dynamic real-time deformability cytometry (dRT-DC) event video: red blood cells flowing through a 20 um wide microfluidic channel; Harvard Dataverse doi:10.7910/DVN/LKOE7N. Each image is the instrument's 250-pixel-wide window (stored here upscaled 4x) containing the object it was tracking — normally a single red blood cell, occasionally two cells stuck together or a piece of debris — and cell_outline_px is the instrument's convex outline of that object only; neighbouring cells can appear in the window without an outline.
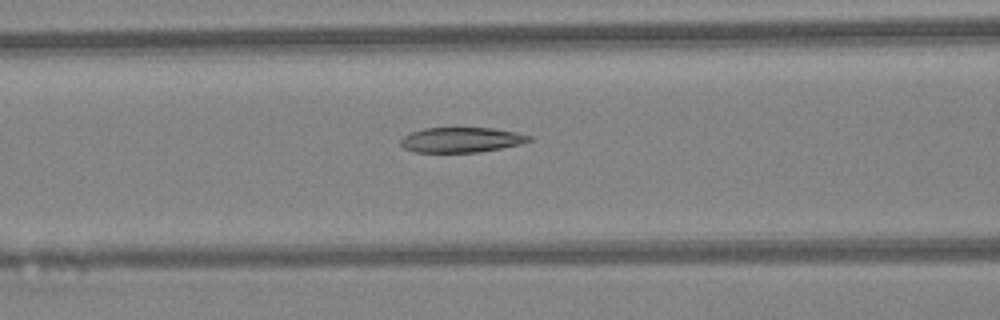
{"species": "Egyptian fruit bat (a non-hibernating species)", "species_latin": "Rousettus aegyptiacus", "temperature_condition": "warm", "stored_images_in_passage": 39, "camera_frame_rate_fps": 3000, "um_per_image_px": 0.085, "animal": {"sex": "female"}, "frame": {"image": 1, "passage_image": 12, "time_ms": 3.667, "image_size_px": [1000, 320], "cell_outline_px": [[532, 140], [520, 144], [480, 152], [412, 152], [404, 148], [400, 144], [400, 140], [404, 136], [412, 132], [424, 128], [492, 128], [516, 132], [532, 136]], "centroid_in_image_um": [39.2, 11.89], "position_along_channel_um": 127.4, "area_um2": 18.73}}
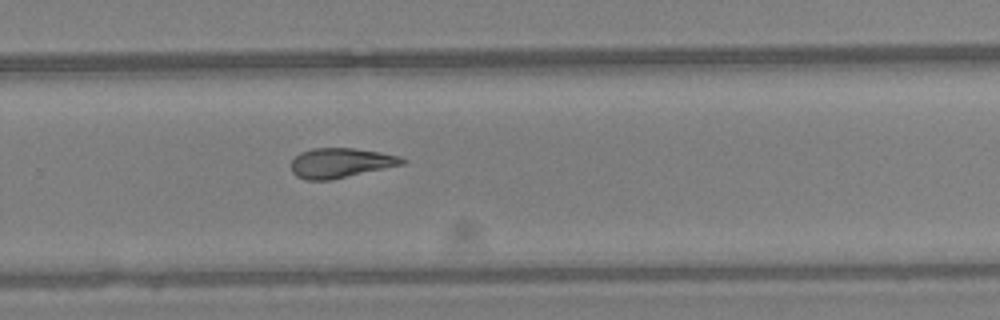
{"frame": {"image": 2, "passage_image": 24, "time_ms": 7.667, "image_size_px": [1000, 320], "cell_outline_px": [[408, 160], [404, 164], [332, 180], [308, 180], [296, 176], [292, 172], [292, 160], [300, 152], [312, 148], [352, 148], [380, 152], [400, 156]], "centroid_in_image_um": [28.97, 13.85], "position_along_channel_um": 300.8, "area_um2": 19.31}}
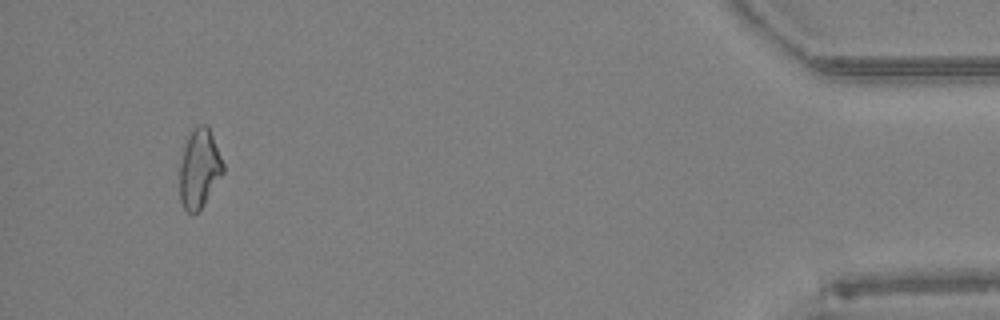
{"frame": {"image": 3, "passage_image": 37, "time_ms": 12.0, "image_size_px": [1000, 320], "cell_outline_px": [[224, 172], [204, 204], [192, 216], [184, 208], [180, 200], [180, 164], [184, 140], [200, 124], [208, 124], [224, 164]], "centroid_in_image_um": [16.94, 14.32], "position_along_channel_um": 418.3, "area_um2": 20.06}, "authors_computed_cell_mechanics": {"area_um2": 19.652, "velocity_mm_per_s": 4.3572, "shape_relaxation_time_tau1_ms": null, "shape_relaxation_time_tau2_ms": 3.8595, "deformation_change_tau1": null, "deformation_change_tau2": 0.1056}}